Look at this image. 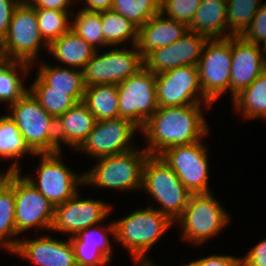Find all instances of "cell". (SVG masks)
I'll return each mask as SVG.
<instances>
[{
    "label": "cell",
    "mask_w": 266,
    "mask_h": 266,
    "mask_svg": "<svg viewBox=\"0 0 266 266\" xmlns=\"http://www.w3.org/2000/svg\"><path fill=\"white\" fill-rule=\"evenodd\" d=\"M101 22L104 39L110 47L123 46L127 41L132 43L130 46L137 45L138 28L120 13L101 11Z\"/></svg>",
    "instance_id": "f546056e"
},
{
    "label": "cell",
    "mask_w": 266,
    "mask_h": 266,
    "mask_svg": "<svg viewBox=\"0 0 266 266\" xmlns=\"http://www.w3.org/2000/svg\"><path fill=\"white\" fill-rule=\"evenodd\" d=\"M30 4L35 9H51L59 11H71V6L77 5L76 0H31Z\"/></svg>",
    "instance_id": "b9f144b4"
},
{
    "label": "cell",
    "mask_w": 266,
    "mask_h": 266,
    "mask_svg": "<svg viewBox=\"0 0 266 266\" xmlns=\"http://www.w3.org/2000/svg\"><path fill=\"white\" fill-rule=\"evenodd\" d=\"M15 227L22 235L27 230H48L53 224L55 207L22 175L14 176ZM35 227V228H34Z\"/></svg>",
    "instance_id": "2e32d148"
},
{
    "label": "cell",
    "mask_w": 266,
    "mask_h": 266,
    "mask_svg": "<svg viewBox=\"0 0 266 266\" xmlns=\"http://www.w3.org/2000/svg\"><path fill=\"white\" fill-rule=\"evenodd\" d=\"M70 29L96 50L110 47L104 39L101 12L84 9L74 10L71 14Z\"/></svg>",
    "instance_id": "1f68e13d"
},
{
    "label": "cell",
    "mask_w": 266,
    "mask_h": 266,
    "mask_svg": "<svg viewBox=\"0 0 266 266\" xmlns=\"http://www.w3.org/2000/svg\"><path fill=\"white\" fill-rule=\"evenodd\" d=\"M28 90L55 119L78 103L69 95V91L50 90V86L46 85L38 76L28 86Z\"/></svg>",
    "instance_id": "d6a6232c"
},
{
    "label": "cell",
    "mask_w": 266,
    "mask_h": 266,
    "mask_svg": "<svg viewBox=\"0 0 266 266\" xmlns=\"http://www.w3.org/2000/svg\"><path fill=\"white\" fill-rule=\"evenodd\" d=\"M173 222L187 206L191 193L159 155H149L143 168L142 188Z\"/></svg>",
    "instance_id": "8992f818"
},
{
    "label": "cell",
    "mask_w": 266,
    "mask_h": 266,
    "mask_svg": "<svg viewBox=\"0 0 266 266\" xmlns=\"http://www.w3.org/2000/svg\"><path fill=\"white\" fill-rule=\"evenodd\" d=\"M6 107L34 154L57 152L56 119L48 114L29 90L17 102Z\"/></svg>",
    "instance_id": "5b68a950"
},
{
    "label": "cell",
    "mask_w": 266,
    "mask_h": 266,
    "mask_svg": "<svg viewBox=\"0 0 266 266\" xmlns=\"http://www.w3.org/2000/svg\"><path fill=\"white\" fill-rule=\"evenodd\" d=\"M96 121L119 117L117 85H93L85 87L82 101Z\"/></svg>",
    "instance_id": "f1b7e54d"
},
{
    "label": "cell",
    "mask_w": 266,
    "mask_h": 266,
    "mask_svg": "<svg viewBox=\"0 0 266 266\" xmlns=\"http://www.w3.org/2000/svg\"><path fill=\"white\" fill-rule=\"evenodd\" d=\"M35 10L40 34L48 45L70 29L71 14L74 12V9H72L73 11Z\"/></svg>",
    "instance_id": "e575fe53"
},
{
    "label": "cell",
    "mask_w": 266,
    "mask_h": 266,
    "mask_svg": "<svg viewBox=\"0 0 266 266\" xmlns=\"http://www.w3.org/2000/svg\"><path fill=\"white\" fill-rule=\"evenodd\" d=\"M231 54L230 100L266 70L261 46L249 43L241 36H231Z\"/></svg>",
    "instance_id": "ffe728a7"
},
{
    "label": "cell",
    "mask_w": 266,
    "mask_h": 266,
    "mask_svg": "<svg viewBox=\"0 0 266 266\" xmlns=\"http://www.w3.org/2000/svg\"><path fill=\"white\" fill-rule=\"evenodd\" d=\"M18 173L13 168H7L0 171V195L10 186L13 177Z\"/></svg>",
    "instance_id": "ee69618b"
},
{
    "label": "cell",
    "mask_w": 266,
    "mask_h": 266,
    "mask_svg": "<svg viewBox=\"0 0 266 266\" xmlns=\"http://www.w3.org/2000/svg\"><path fill=\"white\" fill-rule=\"evenodd\" d=\"M96 122L95 116L83 102L59 116L56 119L57 152H63L62 148L66 145L76 152Z\"/></svg>",
    "instance_id": "44dd1931"
},
{
    "label": "cell",
    "mask_w": 266,
    "mask_h": 266,
    "mask_svg": "<svg viewBox=\"0 0 266 266\" xmlns=\"http://www.w3.org/2000/svg\"><path fill=\"white\" fill-rule=\"evenodd\" d=\"M197 66L204 97L214 105L226 92H230L231 37L208 39Z\"/></svg>",
    "instance_id": "30bf717a"
},
{
    "label": "cell",
    "mask_w": 266,
    "mask_h": 266,
    "mask_svg": "<svg viewBox=\"0 0 266 266\" xmlns=\"http://www.w3.org/2000/svg\"><path fill=\"white\" fill-rule=\"evenodd\" d=\"M230 220L229 212L211 192L191 194L187 206L174 224H179L183 242L199 248L223 232L230 225Z\"/></svg>",
    "instance_id": "277c9868"
},
{
    "label": "cell",
    "mask_w": 266,
    "mask_h": 266,
    "mask_svg": "<svg viewBox=\"0 0 266 266\" xmlns=\"http://www.w3.org/2000/svg\"><path fill=\"white\" fill-rule=\"evenodd\" d=\"M207 40L206 36L188 30L176 42L149 52L143 58L144 67L158 74L180 66H197Z\"/></svg>",
    "instance_id": "e0dca14e"
},
{
    "label": "cell",
    "mask_w": 266,
    "mask_h": 266,
    "mask_svg": "<svg viewBox=\"0 0 266 266\" xmlns=\"http://www.w3.org/2000/svg\"><path fill=\"white\" fill-rule=\"evenodd\" d=\"M26 155L34 157L27 146L15 121L6 113L0 116V159L12 160L8 167L22 171L20 158Z\"/></svg>",
    "instance_id": "83f0119b"
},
{
    "label": "cell",
    "mask_w": 266,
    "mask_h": 266,
    "mask_svg": "<svg viewBox=\"0 0 266 266\" xmlns=\"http://www.w3.org/2000/svg\"><path fill=\"white\" fill-rule=\"evenodd\" d=\"M119 117L142 128L158 108L156 76L145 67L117 84Z\"/></svg>",
    "instance_id": "7c38bea8"
},
{
    "label": "cell",
    "mask_w": 266,
    "mask_h": 266,
    "mask_svg": "<svg viewBox=\"0 0 266 266\" xmlns=\"http://www.w3.org/2000/svg\"><path fill=\"white\" fill-rule=\"evenodd\" d=\"M140 148L138 146L121 154L96 159V164L84 171V186L140 192L144 164L149 156L144 148Z\"/></svg>",
    "instance_id": "3957f363"
},
{
    "label": "cell",
    "mask_w": 266,
    "mask_h": 266,
    "mask_svg": "<svg viewBox=\"0 0 266 266\" xmlns=\"http://www.w3.org/2000/svg\"><path fill=\"white\" fill-rule=\"evenodd\" d=\"M37 61V74L46 85L50 86V90L69 91L78 103L83 101L85 93V83L83 80V71L73 67L53 66L50 62ZM43 62V63H42Z\"/></svg>",
    "instance_id": "cb8c5ba5"
},
{
    "label": "cell",
    "mask_w": 266,
    "mask_h": 266,
    "mask_svg": "<svg viewBox=\"0 0 266 266\" xmlns=\"http://www.w3.org/2000/svg\"><path fill=\"white\" fill-rule=\"evenodd\" d=\"M144 67L143 57L136 45L114 46L94 56L82 69L85 86L117 85Z\"/></svg>",
    "instance_id": "9c48e42d"
},
{
    "label": "cell",
    "mask_w": 266,
    "mask_h": 266,
    "mask_svg": "<svg viewBox=\"0 0 266 266\" xmlns=\"http://www.w3.org/2000/svg\"><path fill=\"white\" fill-rule=\"evenodd\" d=\"M42 48L48 52V44L38 28L36 10L30 3L20 2L13 11L8 33L0 43V55L33 67L42 57Z\"/></svg>",
    "instance_id": "52a82bcc"
},
{
    "label": "cell",
    "mask_w": 266,
    "mask_h": 266,
    "mask_svg": "<svg viewBox=\"0 0 266 266\" xmlns=\"http://www.w3.org/2000/svg\"><path fill=\"white\" fill-rule=\"evenodd\" d=\"M20 235L15 227L14 177L10 186L0 195V248L11 254L17 247Z\"/></svg>",
    "instance_id": "4dcf8cb0"
},
{
    "label": "cell",
    "mask_w": 266,
    "mask_h": 266,
    "mask_svg": "<svg viewBox=\"0 0 266 266\" xmlns=\"http://www.w3.org/2000/svg\"><path fill=\"white\" fill-rule=\"evenodd\" d=\"M111 10L120 13L139 29L160 12V0H113Z\"/></svg>",
    "instance_id": "d590c367"
},
{
    "label": "cell",
    "mask_w": 266,
    "mask_h": 266,
    "mask_svg": "<svg viewBox=\"0 0 266 266\" xmlns=\"http://www.w3.org/2000/svg\"><path fill=\"white\" fill-rule=\"evenodd\" d=\"M261 48H262V53L264 55V61L266 64V42L261 46Z\"/></svg>",
    "instance_id": "f6af8a7d"
},
{
    "label": "cell",
    "mask_w": 266,
    "mask_h": 266,
    "mask_svg": "<svg viewBox=\"0 0 266 266\" xmlns=\"http://www.w3.org/2000/svg\"><path fill=\"white\" fill-rule=\"evenodd\" d=\"M260 6L250 26L241 35L249 43L262 46L266 42V1Z\"/></svg>",
    "instance_id": "74e56055"
},
{
    "label": "cell",
    "mask_w": 266,
    "mask_h": 266,
    "mask_svg": "<svg viewBox=\"0 0 266 266\" xmlns=\"http://www.w3.org/2000/svg\"><path fill=\"white\" fill-rule=\"evenodd\" d=\"M96 49L69 29L48 45V53L54 56L58 66L83 69L94 56Z\"/></svg>",
    "instance_id": "603a6c76"
},
{
    "label": "cell",
    "mask_w": 266,
    "mask_h": 266,
    "mask_svg": "<svg viewBox=\"0 0 266 266\" xmlns=\"http://www.w3.org/2000/svg\"><path fill=\"white\" fill-rule=\"evenodd\" d=\"M141 128L127 118L97 121L85 141L76 150L92 160L121 154L138 146L132 141ZM134 137V138H133Z\"/></svg>",
    "instance_id": "4fadbf2b"
},
{
    "label": "cell",
    "mask_w": 266,
    "mask_h": 266,
    "mask_svg": "<svg viewBox=\"0 0 266 266\" xmlns=\"http://www.w3.org/2000/svg\"><path fill=\"white\" fill-rule=\"evenodd\" d=\"M81 2L82 9L95 12L111 10L113 5V0H76V3L80 4Z\"/></svg>",
    "instance_id": "7bdbcfd3"
},
{
    "label": "cell",
    "mask_w": 266,
    "mask_h": 266,
    "mask_svg": "<svg viewBox=\"0 0 266 266\" xmlns=\"http://www.w3.org/2000/svg\"><path fill=\"white\" fill-rule=\"evenodd\" d=\"M187 31L186 24L166 18L159 12L138 29L136 46L144 58L152 50L181 39Z\"/></svg>",
    "instance_id": "7402d4cb"
},
{
    "label": "cell",
    "mask_w": 266,
    "mask_h": 266,
    "mask_svg": "<svg viewBox=\"0 0 266 266\" xmlns=\"http://www.w3.org/2000/svg\"><path fill=\"white\" fill-rule=\"evenodd\" d=\"M19 2H27V3H30L31 0H18Z\"/></svg>",
    "instance_id": "bcb514c9"
},
{
    "label": "cell",
    "mask_w": 266,
    "mask_h": 266,
    "mask_svg": "<svg viewBox=\"0 0 266 266\" xmlns=\"http://www.w3.org/2000/svg\"><path fill=\"white\" fill-rule=\"evenodd\" d=\"M201 0H160V13L189 26Z\"/></svg>",
    "instance_id": "8d00e7d4"
},
{
    "label": "cell",
    "mask_w": 266,
    "mask_h": 266,
    "mask_svg": "<svg viewBox=\"0 0 266 266\" xmlns=\"http://www.w3.org/2000/svg\"><path fill=\"white\" fill-rule=\"evenodd\" d=\"M155 76L158 107L211 104L201 89L198 66H180Z\"/></svg>",
    "instance_id": "5bb4252c"
},
{
    "label": "cell",
    "mask_w": 266,
    "mask_h": 266,
    "mask_svg": "<svg viewBox=\"0 0 266 266\" xmlns=\"http://www.w3.org/2000/svg\"><path fill=\"white\" fill-rule=\"evenodd\" d=\"M188 30L208 39L227 38V0H201Z\"/></svg>",
    "instance_id": "d4e9b609"
},
{
    "label": "cell",
    "mask_w": 266,
    "mask_h": 266,
    "mask_svg": "<svg viewBox=\"0 0 266 266\" xmlns=\"http://www.w3.org/2000/svg\"><path fill=\"white\" fill-rule=\"evenodd\" d=\"M233 111L243 120H266V70L232 100Z\"/></svg>",
    "instance_id": "4316f807"
},
{
    "label": "cell",
    "mask_w": 266,
    "mask_h": 266,
    "mask_svg": "<svg viewBox=\"0 0 266 266\" xmlns=\"http://www.w3.org/2000/svg\"><path fill=\"white\" fill-rule=\"evenodd\" d=\"M31 65L0 55V104L15 103L28 90L23 80L29 76Z\"/></svg>",
    "instance_id": "484cf974"
},
{
    "label": "cell",
    "mask_w": 266,
    "mask_h": 266,
    "mask_svg": "<svg viewBox=\"0 0 266 266\" xmlns=\"http://www.w3.org/2000/svg\"><path fill=\"white\" fill-rule=\"evenodd\" d=\"M64 152L34 154L40 160L35 169L34 177L24 174L25 179L34 186L53 206L63 204L73 197L84 185V172L71 170L61 159ZM66 164V165H65Z\"/></svg>",
    "instance_id": "ba28073f"
},
{
    "label": "cell",
    "mask_w": 266,
    "mask_h": 266,
    "mask_svg": "<svg viewBox=\"0 0 266 266\" xmlns=\"http://www.w3.org/2000/svg\"><path fill=\"white\" fill-rule=\"evenodd\" d=\"M108 222L84 229L69 238L78 266H109L112 262L115 227L113 221Z\"/></svg>",
    "instance_id": "d6986e66"
},
{
    "label": "cell",
    "mask_w": 266,
    "mask_h": 266,
    "mask_svg": "<svg viewBox=\"0 0 266 266\" xmlns=\"http://www.w3.org/2000/svg\"><path fill=\"white\" fill-rule=\"evenodd\" d=\"M181 266H242V256L227 254H211L206 257L193 259Z\"/></svg>",
    "instance_id": "f35d334b"
},
{
    "label": "cell",
    "mask_w": 266,
    "mask_h": 266,
    "mask_svg": "<svg viewBox=\"0 0 266 266\" xmlns=\"http://www.w3.org/2000/svg\"><path fill=\"white\" fill-rule=\"evenodd\" d=\"M262 4L261 0H227V37L241 36Z\"/></svg>",
    "instance_id": "836d02e7"
},
{
    "label": "cell",
    "mask_w": 266,
    "mask_h": 266,
    "mask_svg": "<svg viewBox=\"0 0 266 266\" xmlns=\"http://www.w3.org/2000/svg\"><path fill=\"white\" fill-rule=\"evenodd\" d=\"M115 244L129 252L134 266H158L148 254L154 245L174 226V222L154 206L136 209L113 220ZM153 261V262H152Z\"/></svg>",
    "instance_id": "7a4b0ae2"
},
{
    "label": "cell",
    "mask_w": 266,
    "mask_h": 266,
    "mask_svg": "<svg viewBox=\"0 0 266 266\" xmlns=\"http://www.w3.org/2000/svg\"><path fill=\"white\" fill-rule=\"evenodd\" d=\"M68 239H57L51 234L38 238L20 237L12 255L23 258L36 266H78L73 246ZM22 238V239H21Z\"/></svg>",
    "instance_id": "ac0fdd59"
},
{
    "label": "cell",
    "mask_w": 266,
    "mask_h": 266,
    "mask_svg": "<svg viewBox=\"0 0 266 266\" xmlns=\"http://www.w3.org/2000/svg\"><path fill=\"white\" fill-rule=\"evenodd\" d=\"M80 190L63 204L55 206L53 224L50 230L63 235H77L80 231L103 223L111 214L113 204L100 200L86 198L80 195ZM81 197V198H80Z\"/></svg>",
    "instance_id": "9a60e30c"
},
{
    "label": "cell",
    "mask_w": 266,
    "mask_h": 266,
    "mask_svg": "<svg viewBox=\"0 0 266 266\" xmlns=\"http://www.w3.org/2000/svg\"><path fill=\"white\" fill-rule=\"evenodd\" d=\"M211 106L195 104L158 107L139 133L146 140L144 149L149 155H159L165 149L203 140L211 129L203 111L211 109Z\"/></svg>",
    "instance_id": "6da1fadb"
},
{
    "label": "cell",
    "mask_w": 266,
    "mask_h": 266,
    "mask_svg": "<svg viewBox=\"0 0 266 266\" xmlns=\"http://www.w3.org/2000/svg\"><path fill=\"white\" fill-rule=\"evenodd\" d=\"M242 266H266V238L250 247L242 256Z\"/></svg>",
    "instance_id": "ab89813d"
},
{
    "label": "cell",
    "mask_w": 266,
    "mask_h": 266,
    "mask_svg": "<svg viewBox=\"0 0 266 266\" xmlns=\"http://www.w3.org/2000/svg\"><path fill=\"white\" fill-rule=\"evenodd\" d=\"M208 146L203 140L165 149L159 156L191 194L211 193Z\"/></svg>",
    "instance_id": "8fae6325"
},
{
    "label": "cell",
    "mask_w": 266,
    "mask_h": 266,
    "mask_svg": "<svg viewBox=\"0 0 266 266\" xmlns=\"http://www.w3.org/2000/svg\"><path fill=\"white\" fill-rule=\"evenodd\" d=\"M18 0H0V43L6 37L9 24Z\"/></svg>",
    "instance_id": "60d3db41"
}]
</instances>
